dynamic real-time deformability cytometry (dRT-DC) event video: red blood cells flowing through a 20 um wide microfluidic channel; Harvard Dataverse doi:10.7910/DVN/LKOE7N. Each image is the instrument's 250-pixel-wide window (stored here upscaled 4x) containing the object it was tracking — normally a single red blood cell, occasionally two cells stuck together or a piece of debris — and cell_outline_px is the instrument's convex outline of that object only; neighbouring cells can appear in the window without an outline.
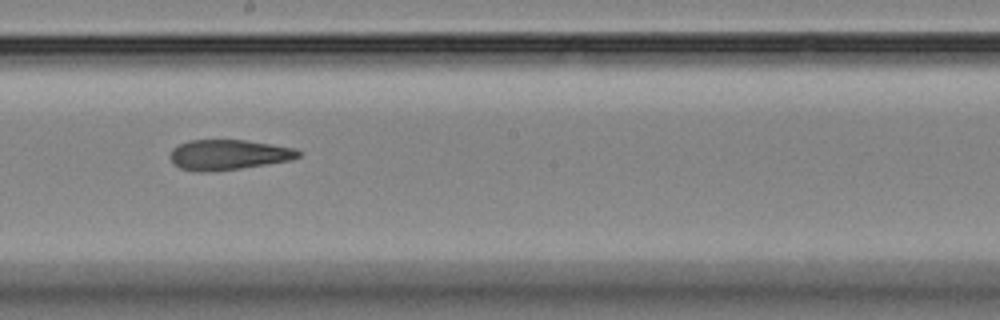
{"species": "Egyptian fruit bat (a non-hibernating species)", "species_latin": "Rousettus aegyptiacus", "temperature_condition": "room temperature", "stored_images_in_passage": 10, "camera_frame_rate_fps": 3000, "um_per_image_px": 0.085, "animal": {"sex": "female"}, "frame": {"image": 1, "passage_image": 9, "time_ms": 9.0, "image_size_px": [1000, 320], "cell_outline_px": [[300, 156], [292, 160], [240, 168], [204, 172], [196, 172], [180, 168], [172, 164], [168, 156], [172, 148], [188, 140], [244, 140], [296, 148], [300, 152]], "centroid_in_image_um": [19.37, 13.15], "position_along_channel_um": 228.8, "area_um2": 22.66}}
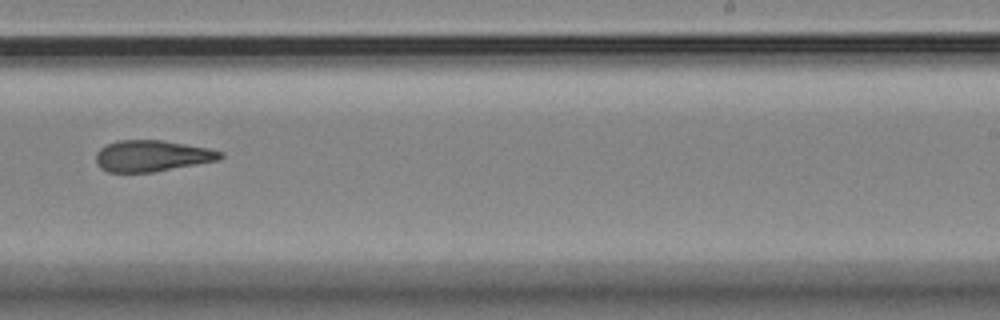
{"frame": {"image": 2, "passage_image": 10, "time_ms": 10.333, "image_size_px": [1000, 320], "cell_outline_px": [[224, 156], [220, 160], [152, 172], [108, 172], [100, 168], [96, 164], [96, 152], [100, 148], [116, 140], [160, 140], [208, 148], [224, 152]], "centroid_in_image_um": [12.91, 13.25], "position_along_channel_um": 276.1, "area_um2": 22.66}}